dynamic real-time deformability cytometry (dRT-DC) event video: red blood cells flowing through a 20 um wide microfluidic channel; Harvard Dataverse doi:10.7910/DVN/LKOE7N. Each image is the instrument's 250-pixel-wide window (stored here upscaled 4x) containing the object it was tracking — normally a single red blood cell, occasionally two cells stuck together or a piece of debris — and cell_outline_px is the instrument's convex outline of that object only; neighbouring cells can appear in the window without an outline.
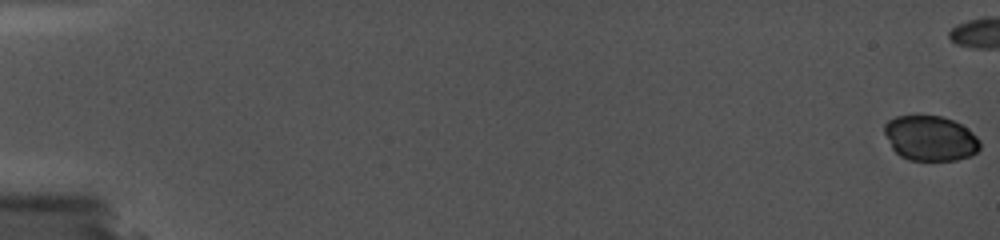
{"species": "common noctule bat (a hibernating species)", "species_latin": "Nyctalus noctula", "temperature_condition": "cold", "stored_images_in_passage": 75, "camera_frame_rate_fps": 5000, "um_per_image_px": 0.085, "animal": {"sex": "female", "body_mass_g": 19.0, "forearm_length_mm": 56.7}, "frame": {"image": 1, "passage_image": 1, "time_ms": 0.0, "image_size_px": [1000, 240], "cell_outline_px": [[980, 148], [972, 156], [956, 160], [908, 160], [900, 156], [892, 148], [884, 132], [884, 124], [888, 120], [896, 116], [940, 116], [952, 120], [968, 128], [980, 140]], "centroid_in_image_um": [79.08, 11.76], "position_along_channel_um": 5.9, "area_um2": 25.14}}
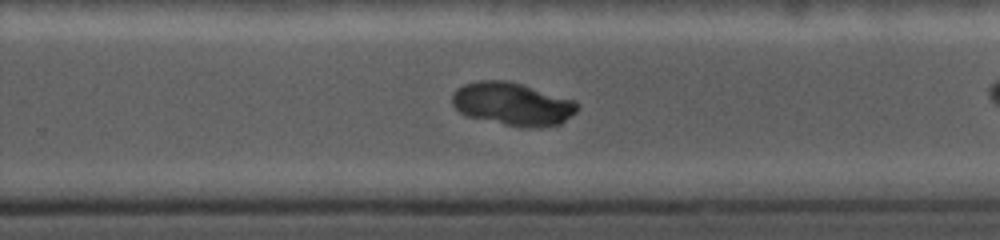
{"frame": {"image": 2, "passage_image": 64, "time_ms": 12.6, "image_size_px": [1000, 240], "cell_outline_px": [[580, 108], [576, 112], [560, 124], [540, 128], [524, 128], [468, 116], [460, 112], [452, 104], [452, 96], [456, 88], [464, 84], [476, 80], [512, 80], [576, 100], [580, 104]], "centroid_in_image_um": [43.62, 8.82], "position_along_channel_um": 286.2, "area_um2": 31.91}}
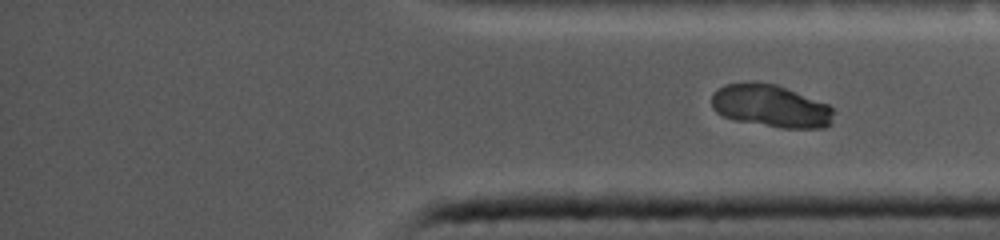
{"frame": {"image": 3, "passage_image": 75, "time_ms": 14.8, "image_size_px": [1000, 240], "cell_outline_px": [[832, 112], [828, 124], [824, 128], [780, 128], [736, 120], [724, 116], [716, 112], [712, 108], [712, 92], [724, 84], [776, 84], [828, 104], [832, 108]], "centroid_in_image_um": [65.49, 9.03], "position_along_channel_um": 369.7, "area_um2": 29.59}}